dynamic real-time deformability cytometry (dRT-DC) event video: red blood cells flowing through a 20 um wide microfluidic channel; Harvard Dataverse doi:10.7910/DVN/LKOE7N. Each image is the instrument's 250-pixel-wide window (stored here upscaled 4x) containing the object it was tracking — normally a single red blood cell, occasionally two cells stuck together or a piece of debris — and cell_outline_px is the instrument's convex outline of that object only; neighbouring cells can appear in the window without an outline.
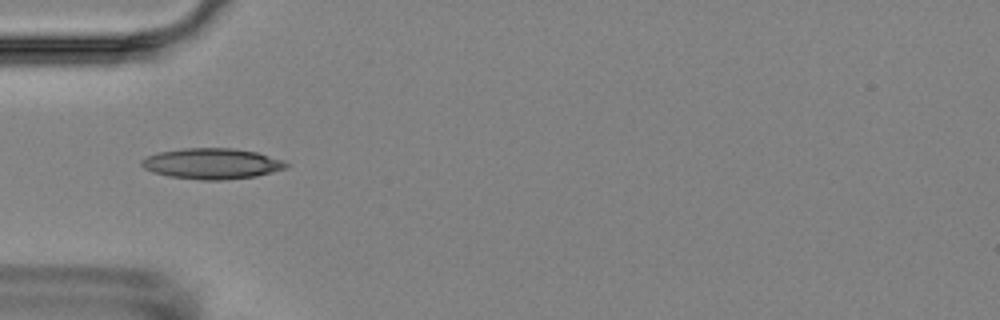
{"species": "Egyptian fruit bat (a non-hibernating species)", "species_latin": "Rousettus aegyptiacus", "temperature_condition": "room temperature", "stored_images_in_passage": 5, "camera_frame_rate_fps": 3000, "um_per_image_px": 0.085, "animal": {"sex": "female"}, "frame": {"image": 1, "passage_image": 5, "time_ms": 5.667, "image_size_px": [1000, 320], "cell_outline_px": [[288, 168], [256, 176], [220, 180], [200, 180], [168, 176], [152, 172], [144, 168], [140, 164], [140, 160], [148, 156], [160, 152], [184, 148], [232, 148], [256, 152], [284, 160], [288, 164]], "centroid_in_image_um": [18.02, 13.91], "position_along_channel_um": 67.0, "area_um2": 25.89}}